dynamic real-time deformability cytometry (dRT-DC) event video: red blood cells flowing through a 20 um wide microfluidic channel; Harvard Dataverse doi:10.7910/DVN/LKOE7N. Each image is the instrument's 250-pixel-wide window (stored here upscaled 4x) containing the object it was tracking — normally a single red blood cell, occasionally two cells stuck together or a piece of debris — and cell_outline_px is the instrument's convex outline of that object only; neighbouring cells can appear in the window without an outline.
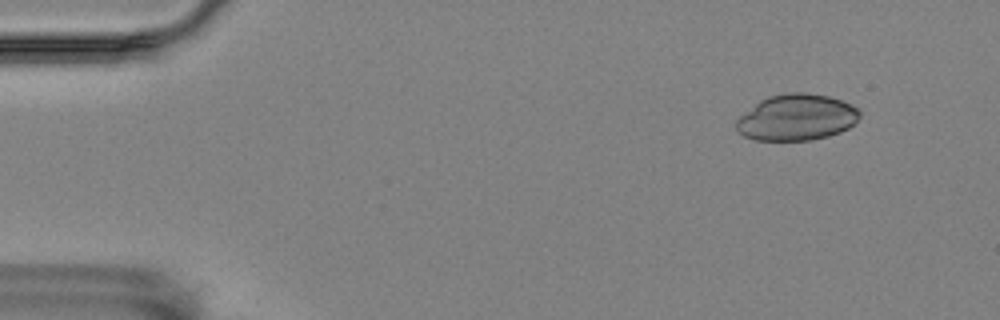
{"species": "Egyptian fruit bat (a non-hibernating species)", "species_latin": "Rousettus aegyptiacus", "temperature_condition": "room temperature", "stored_images_in_passage": 57, "camera_frame_rate_fps": 3000, "um_per_image_px": 0.085, "animal": {"sex": "female"}, "frame": {"image": 1, "passage_image": 6, "time_ms": 1.667, "image_size_px": [1000, 320], "cell_outline_px": [[860, 116], [848, 128], [840, 132], [828, 136], [812, 140], [756, 140], [744, 136], [736, 128], [736, 120], [740, 116], [760, 100], [768, 96], [784, 92], [804, 92], [828, 96], [852, 104], [860, 112]], "centroid_in_image_um": [67.7, 9.97], "position_along_channel_um": 17.3, "area_um2": 33.18}}
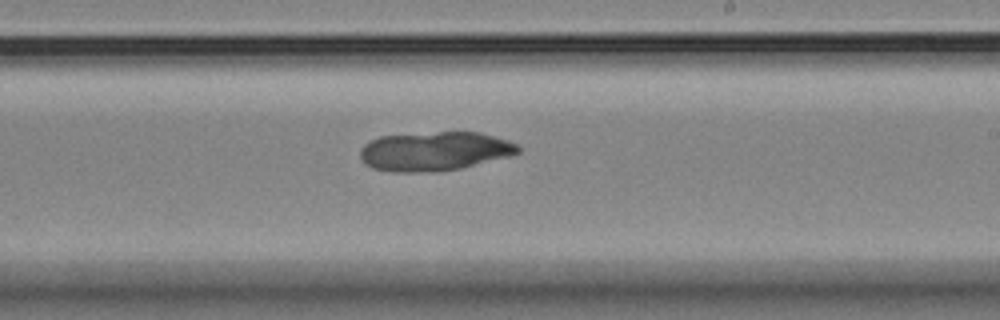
{"frame": {"image": 2, "passage_image": 34, "time_ms": 11.0, "image_size_px": [1000, 320], "cell_outline_px": [[520, 152], [508, 156], [460, 168], [440, 172], [396, 172], [372, 168], [364, 164], [360, 156], [360, 148], [364, 144], [380, 136], [436, 132], [480, 132], [508, 140], [516, 144], [520, 148]], "centroid_in_image_um": [36.91, 12.86], "position_along_channel_um": 252.1, "area_um2": 35.95}}
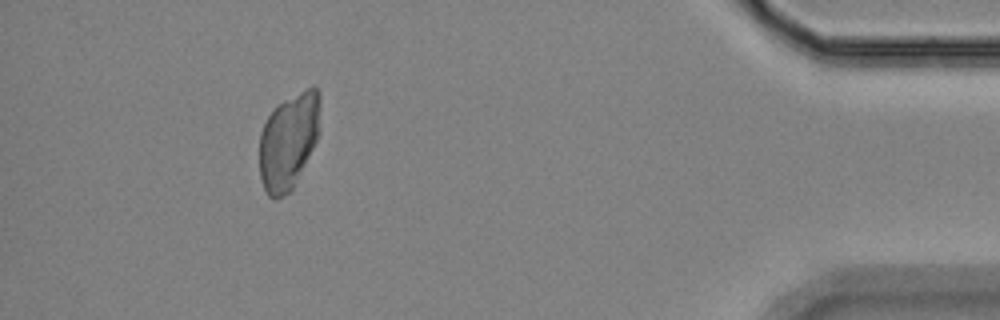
{"frame": {"image": 3, "passage_image": 52, "time_ms": 17.0, "image_size_px": [1000, 320], "cell_outline_px": [[320, 132], [292, 192], [276, 200], [272, 200], [268, 196], [264, 188], [260, 176], [260, 132], [268, 116], [276, 104], [312, 84], [320, 92]], "centroid_in_image_um": [24.55, 11.98], "position_along_channel_um": 410.7, "area_um2": 34.68}}